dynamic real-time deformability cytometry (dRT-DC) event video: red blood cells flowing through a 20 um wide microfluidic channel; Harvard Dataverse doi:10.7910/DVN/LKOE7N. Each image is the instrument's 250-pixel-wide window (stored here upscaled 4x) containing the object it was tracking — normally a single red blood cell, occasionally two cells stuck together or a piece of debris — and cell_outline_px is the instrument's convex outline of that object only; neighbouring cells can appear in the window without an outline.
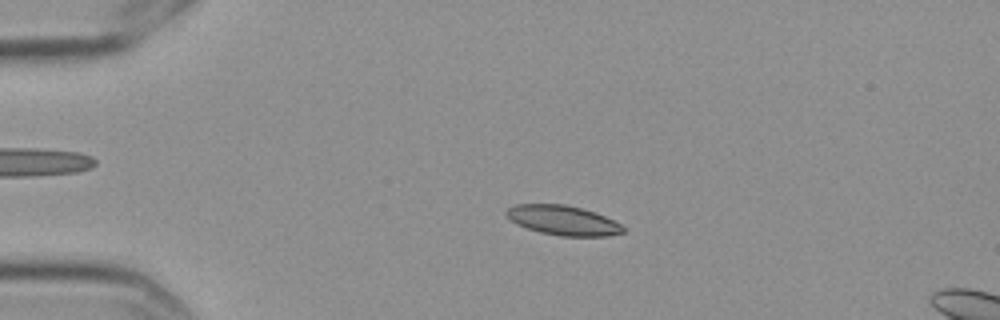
{"species": "Egyptian fruit bat (a non-hibernating species)", "species_latin": "Rousettus aegyptiacus", "temperature_condition": "cold", "stored_images_in_passage": 5, "camera_frame_rate_fps": 3000, "um_per_image_px": 0.085, "frame": {"image": 1, "passage_image": 3, "time_ms": 0.667, "image_size_px": [1000, 320], "cell_outline_px": [[624, 232], [608, 236], [560, 236], [540, 232], [516, 224], [504, 212], [508, 208], [516, 204], [564, 204], [580, 208], [604, 216], [620, 224], [624, 228]], "centroid_in_image_um": [47.84, 18.73], "position_along_channel_um": 37.2, "area_um2": 19.88}}